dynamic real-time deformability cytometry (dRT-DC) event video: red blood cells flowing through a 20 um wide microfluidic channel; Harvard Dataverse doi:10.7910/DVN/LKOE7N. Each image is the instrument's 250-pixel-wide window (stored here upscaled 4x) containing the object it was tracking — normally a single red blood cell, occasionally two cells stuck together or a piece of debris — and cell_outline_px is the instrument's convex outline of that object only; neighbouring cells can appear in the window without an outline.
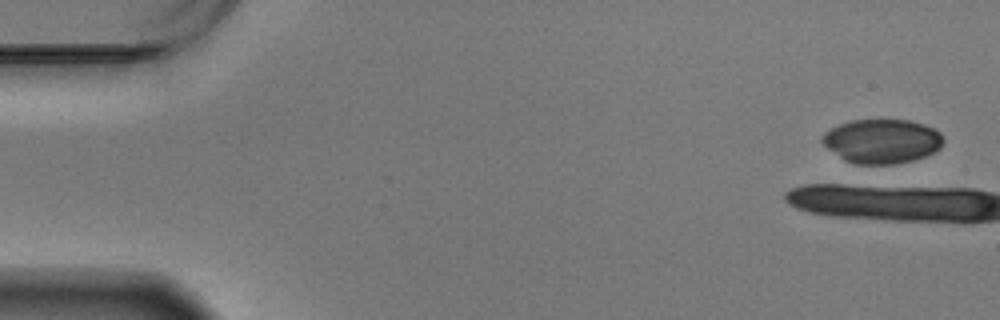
{"species": "Egyptian fruit bat (a non-hibernating species)", "species_latin": "Rousettus aegyptiacus", "temperature_condition": "warm", "stored_images_in_passage": 17, "camera_frame_rate_fps": 3000, "um_per_image_px": 0.085, "animal": {"sex": "male"}, "frame": {"image": 1, "passage_image": 1, "time_ms": 0.0, "image_size_px": [1000, 320], "cell_outline_px": [[944, 140], [940, 148], [924, 156], [912, 160], [892, 164], [856, 164], [844, 160], [828, 148], [820, 140], [820, 136], [824, 132], [840, 124], [852, 120], [908, 120], [924, 124], [936, 128], [944, 136]], "centroid_in_image_um": [74.97, 11.99], "position_along_channel_um": 10.0, "area_um2": 31.21}}